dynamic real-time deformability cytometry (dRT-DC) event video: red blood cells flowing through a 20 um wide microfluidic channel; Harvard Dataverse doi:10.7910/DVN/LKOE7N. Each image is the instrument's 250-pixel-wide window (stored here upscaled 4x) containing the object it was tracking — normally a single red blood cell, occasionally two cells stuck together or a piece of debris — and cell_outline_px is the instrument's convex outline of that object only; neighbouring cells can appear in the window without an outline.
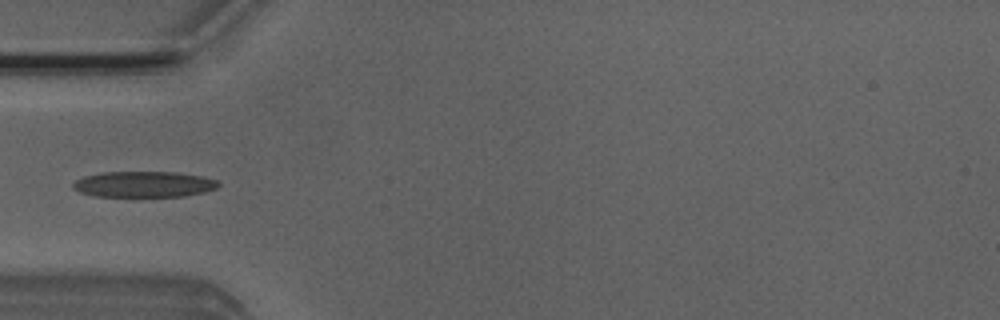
{"species": "Egyptian fruit bat (a non-hibernating species)", "species_latin": "Rousettus aegyptiacus", "temperature_condition": "room temperature", "stored_images_in_passage": 36, "camera_frame_rate_fps": 3000, "um_per_image_px": 0.085, "animal": {"sex": "male"}, "frame": {"image": 1, "passage_image": 1, "time_ms": 0.0, "image_size_px": [1000, 320], "cell_outline_px": [[220, 184], [216, 188], [204, 192], [184, 196], [96, 196], [80, 192], [72, 188], [72, 184], [76, 180], [84, 176], [100, 172], [176, 172], [200, 176], [216, 180]], "centroid_in_image_um": [12.2, 15.66], "position_along_channel_um": 72.8, "area_um2": 21.79}}
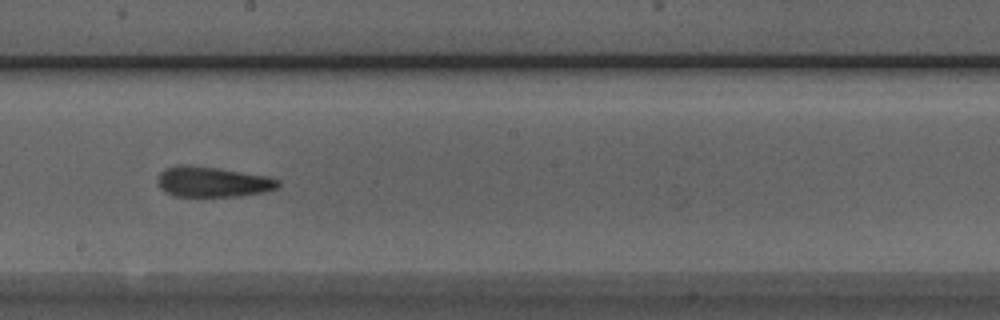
{"frame": {"image": 2, "passage_image": 13, "time_ms": 4.0, "image_size_px": [1000, 320], "cell_outline_px": [[280, 184], [276, 188], [264, 192], [240, 196], [172, 196], [164, 192], [156, 184], [156, 176], [164, 168], [176, 164], [188, 164], [220, 168], [268, 176], [280, 180]], "centroid_in_image_um": [18.0, 15.44], "position_along_channel_um": 230.2, "area_um2": 21.85}}
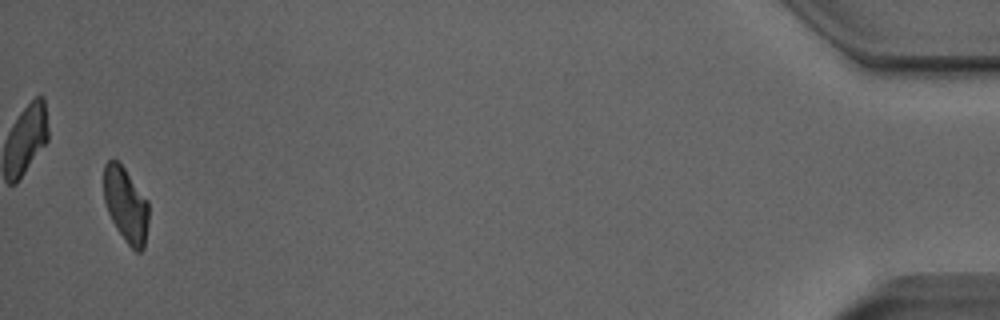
{"frame": {"image": 3, "passage_image": 35, "time_ms": 11.333, "image_size_px": [1000, 320], "cell_outline_px": [[148, 224], [144, 248], [140, 252], [136, 252], [124, 240], [116, 228], [108, 212], [104, 200], [104, 164], [108, 160], [116, 160], [124, 168], [148, 200]], "centroid_in_image_um": [10.7, 17.43], "position_along_channel_um": 424.5, "area_um2": 19.54}}